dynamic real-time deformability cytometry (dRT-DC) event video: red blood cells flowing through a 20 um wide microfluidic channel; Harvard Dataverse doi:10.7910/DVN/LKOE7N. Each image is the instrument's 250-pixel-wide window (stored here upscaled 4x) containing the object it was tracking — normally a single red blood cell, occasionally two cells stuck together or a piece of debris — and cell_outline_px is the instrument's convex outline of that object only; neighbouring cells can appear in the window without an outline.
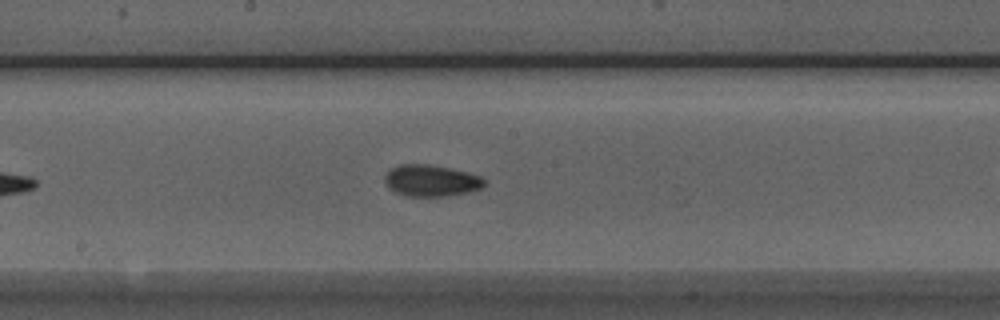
{"species": "Egyptian fruit bat (a non-hibernating species)", "species_latin": "Rousettus aegyptiacus", "temperature_condition": "room temperature", "stored_images_in_passage": 35, "camera_frame_rate_fps": 3000, "um_per_image_px": 0.085, "animal": {"sex": "male"}, "frame": {"image": 1, "passage_image": 20, "time_ms": 6.333, "image_size_px": [1000, 320], "cell_outline_px": [[484, 184], [480, 188], [472, 192], [448, 196], [404, 196], [388, 188], [384, 180], [384, 176], [388, 168], [400, 164], [428, 164], [468, 172], [480, 176], [484, 180]], "centroid_in_image_um": [36.6, 15.35], "position_along_channel_um": 211.6, "area_um2": 18.5}}
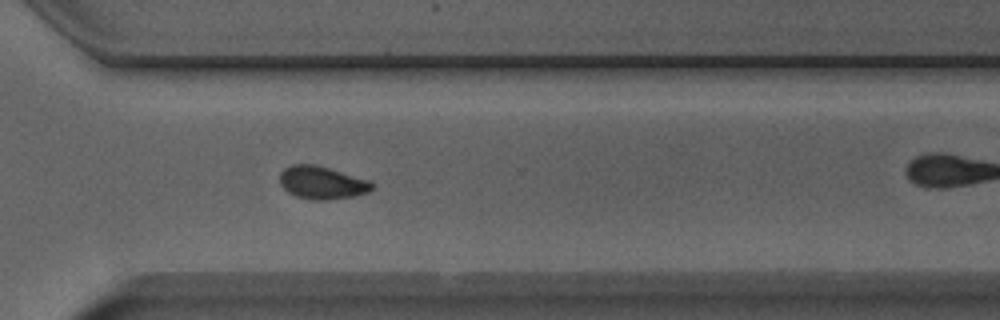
{"frame": {"image": 2, "passage_image": 30, "time_ms": 9.667, "image_size_px": [1000, 320], "cell_outline_px": [[376, 184], [368, 192], [352, 196], [328, 200], [312, 200], [296, 196], [288, 192], [280, 184], [280, 172], [284, 168], [292, 164], [316, 164], [372, 180]], "centroid_in_image_um": [27.39, 15.51], "position_along_channel_um": 343.2, "area_um2": 17.92}}